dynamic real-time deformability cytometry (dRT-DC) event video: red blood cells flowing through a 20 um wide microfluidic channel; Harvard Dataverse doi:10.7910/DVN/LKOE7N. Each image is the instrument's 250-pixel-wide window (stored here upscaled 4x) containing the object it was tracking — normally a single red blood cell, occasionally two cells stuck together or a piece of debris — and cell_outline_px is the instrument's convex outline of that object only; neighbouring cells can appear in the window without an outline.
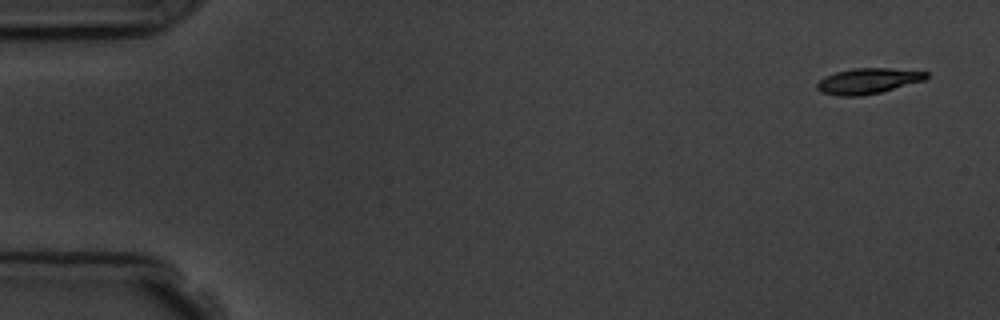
{"species": "common noctule bat (a hibernating species)", "species_latin": "Nyctalus noctula", "temperature_condition": "room temperature", "stored_images_in_passage": 5, "camera_frame_rate_fps": 3000, "um_per_image_px": 0.085, "animal": {"sex": "male", "body_mass_g": 19.5, "forearm_length_mm": 54.6}, "frame": {"image": 1, "passage_image": 1, "time_ms": 0.0, "image_size_px": [1000, 320], "cell_outline_px": [[928, 76], [924, 80], [880, 92], [860, 96], [840, 96], [820, 92], [816, 88], [816, 84], [824, 76], [836, 72], [852, 68], [888, 68], [928, 72]], "centroid_in_image_um": [73.73, 6.88], "position_along_channel_um": 11.3, "area_um2": 16.18}}
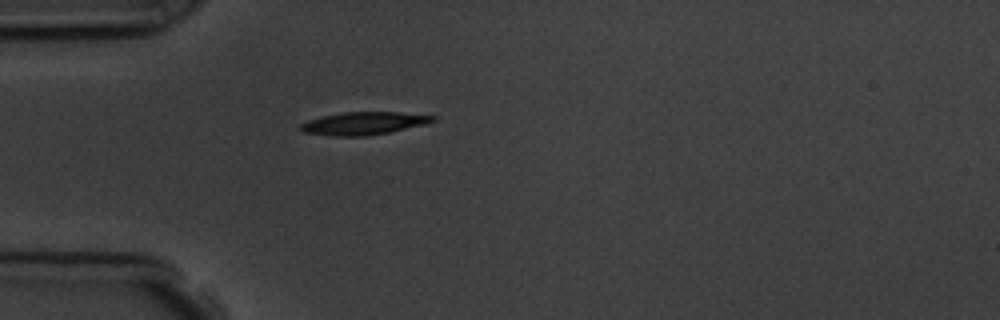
{"frame": {"image": 2, "passage_image": 5, "time_ms": 4.333, "image_size_px": [1000, 320], "cell_outline_px": [[436, 120], [424, 124], [388, 132], [364, 136], [332, 136], [304, 132], [296, 128], [300, 124], [308, 120], [324, 116], [344, 112], [396, 112], [436, 116]], "centroid_in_image_um": [30.86, 10.48], "position_along_channel_um": 54.1, "area_um2": 17.34}}